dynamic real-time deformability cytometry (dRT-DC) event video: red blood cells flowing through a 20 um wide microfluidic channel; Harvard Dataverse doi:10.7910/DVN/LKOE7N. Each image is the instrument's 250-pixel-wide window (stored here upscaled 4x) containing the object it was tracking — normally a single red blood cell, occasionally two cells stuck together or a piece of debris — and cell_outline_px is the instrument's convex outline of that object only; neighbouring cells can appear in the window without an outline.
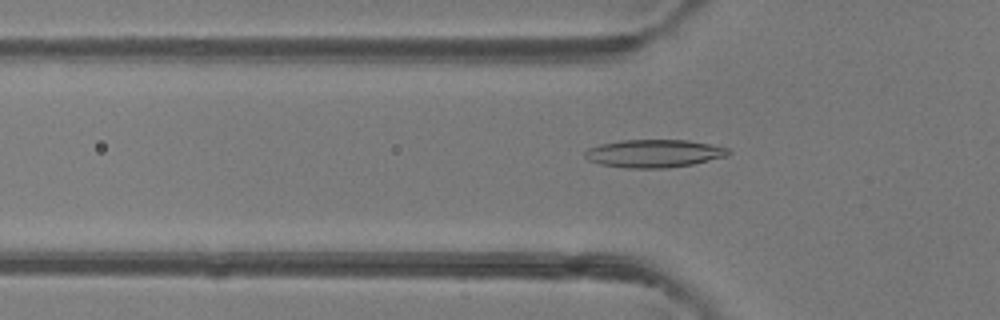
{"species": "common noctule bat (a hibernating species)", "species_latin": "Nyctalus noctula", "temperature_condition": "room temperature", "stored_images_in_passage": 43, "camera_frame_rate_fps": 3000, "um_per_image_px": 0.085, "animal": {"sex": "female"}, "frame": {"image": 1, "passage_image": 10, "time_ms": 3.0, "image_size_px": [1000, 320], "cell_outline_px": [[732, 152], [724, 156], [692, 164], [664, 168], [624, 168], [600, 164], [588, 160], [584, 156], [584, 152], [588, 148], [600, 144], [620, 140], [688, 140], [728, 148]], "centroid_in_image_um": [55.53, 13.04], "position_along_channel_um": 70.3, "area_um2": 23.18}}
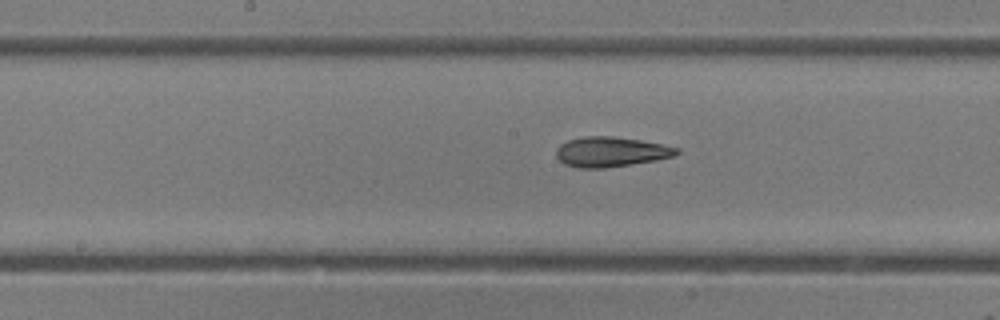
{"frame": {"image": 2, "passage_image": 19, "time_ms": 6.0, "image_size_px": [1000, 320], "cell_outline_px": [[680, 152], [676, 156], [656, 160], [604, 168], [576, 168], [564, 164], [556, 156], [556, 148], [560, 144], [568, 140], [584, 136], [612, 136], [640, 140], [680, 148]], "centroid_in_image_um": [51.91, 12.91], "position_along_channel_um": 196.3, "area_um2": 21.1}}
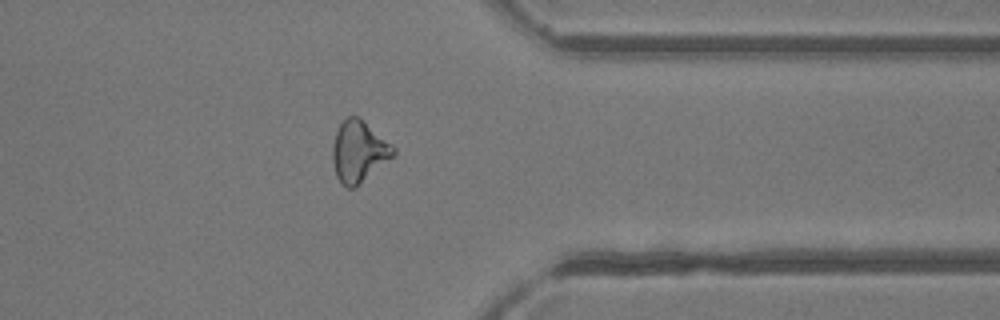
{"frame": {"image": 3, "passage_image": 33, "time_ms": 10.667, "image_size_px": [1000, 320], "cell_outline_px": [[396, 152], [392, 156], [356, 188], [348, 188], [340, 184], [336, 176], [332, 160], [332, 144], [336, 132], [340, 124], [348, 116], [360, 116], [392, 144], [396, 148]], "centroid_in_image_um": [30.48, 12.87], "position_along_channel_um": 380.9, "area_um2": 21.91}, "authors_computed_cell_mechanics": {"area_um2": 21.4438, "velocity_mm_per_s": 4.1618, "shape_relaxation_time_tau1_ms": 6.5088, "shape_relaxation_time_tau2_ms": 4.497, "deformation_change_tau1": 0.1635, "deformation_change_tau2": 0.1272}}